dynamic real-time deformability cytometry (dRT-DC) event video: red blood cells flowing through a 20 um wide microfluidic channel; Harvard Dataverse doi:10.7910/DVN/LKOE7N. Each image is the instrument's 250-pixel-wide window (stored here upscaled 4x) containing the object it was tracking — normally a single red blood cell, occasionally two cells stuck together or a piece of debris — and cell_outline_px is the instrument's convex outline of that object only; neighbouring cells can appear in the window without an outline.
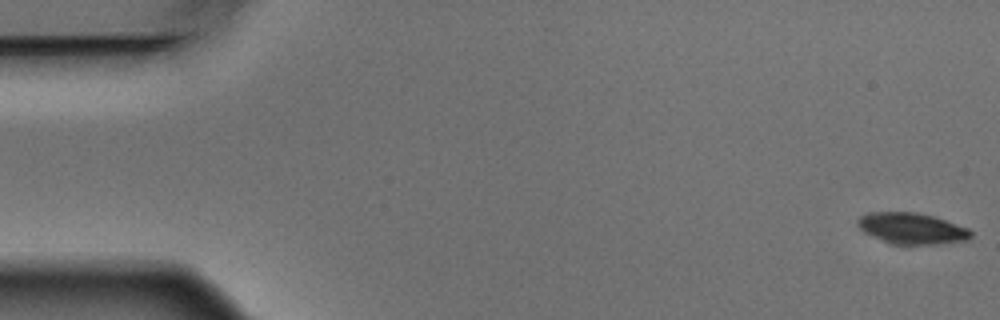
{"species": "Egyptian fruit bat (a non-hibernating species)", "species_latin": "Rousettus aegyptiacus", "temperature_condition": "warm", "stored_images_in_passage": 5, "camera_frame_rate_fps": 3000, "um_per_image_px": 0.085, "animal": {"sex": "male"}, "frame": {"image": 1, "passage_image": 1, "time_ms": 0.0, "image_size_px": [1000, 320], "cell_outline_px": [[972, 236], [968, 240], [936, 244], [892, 244], [872, 236], [864, 232], [856, 224], [856, 220], [860, 216], [868, 212], [916, 212], [932, 216], [968, 228], [972, 232]], "centroid_in_image_um": [77.47, 19.41], "position_along_channel_um": 7.5, "area_um2": 20.46}}
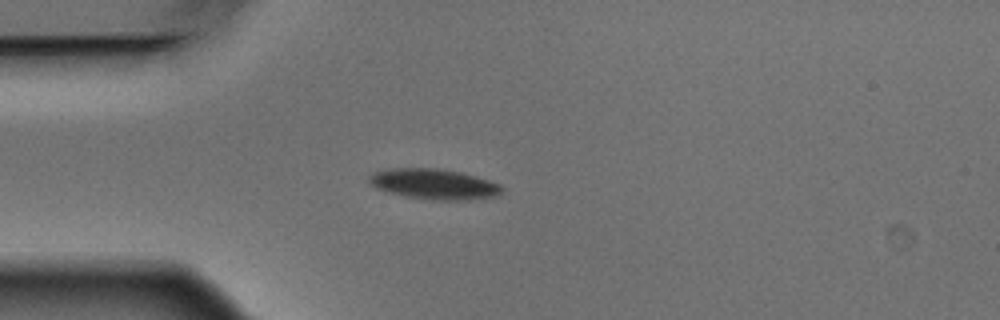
{"frame": {"image": 2, "passage_image": 5, "time_ms": 1.333, "image_size_px": [1000, 320], "cell_outline_px": [[504, 188], [496, 196], [468, 200], [432, 200], [404, 196], [388, 192], [376, 188], [368, 180], [368, 176], [384, 168], [440, 168], [460, 172], [488, 180], [500, 184]], "centroid_in_image_um": [36.87, 15.64], "position_along_channel_um": 48.1, "area_um2": 23.58}}